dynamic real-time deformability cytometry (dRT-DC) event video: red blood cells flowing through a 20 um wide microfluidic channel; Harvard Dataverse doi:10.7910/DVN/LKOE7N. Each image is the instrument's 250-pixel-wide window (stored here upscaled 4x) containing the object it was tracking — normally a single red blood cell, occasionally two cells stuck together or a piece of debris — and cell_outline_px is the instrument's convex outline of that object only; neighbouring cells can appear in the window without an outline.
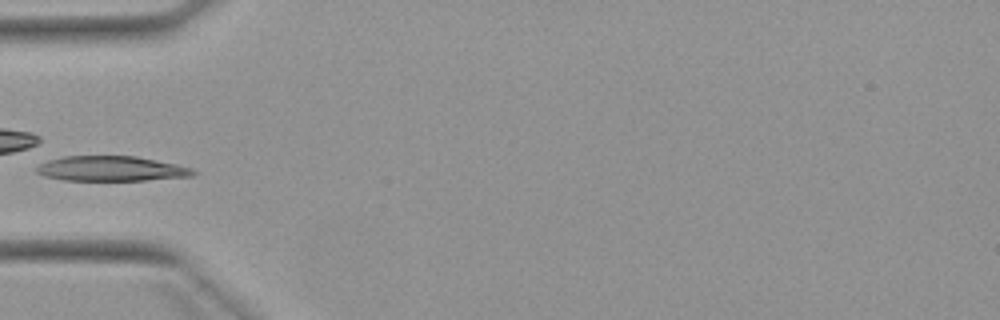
{"species": "Egyptian fruit bat (a non-hibernating species)", "species_latin": "Rousettus aegyptiacus", "temperature_condition": "warm", "stored_images_in_passage": 5, "camera_frame_rate_fps": 3000, "um_per_image_px": 0.085, "animal": {"sex": "female"}, "frame": {"image": 1, "passage_image": 5, "time_ms": 4.667, "image_size_px": [1000, 320], "cell_outline_px": [[196, 172], [192, 176], [144, 180], [64, 180], [44, 176], [36, 172], [36, 168], [40, 164], [48, 160], [64, 156], [136, 156], [176, 164], [192, 168]], "centroid_in_image_um": [9.44, 14.33], "position_along_channel_um": 75.6, "area_um2": 22.66}}